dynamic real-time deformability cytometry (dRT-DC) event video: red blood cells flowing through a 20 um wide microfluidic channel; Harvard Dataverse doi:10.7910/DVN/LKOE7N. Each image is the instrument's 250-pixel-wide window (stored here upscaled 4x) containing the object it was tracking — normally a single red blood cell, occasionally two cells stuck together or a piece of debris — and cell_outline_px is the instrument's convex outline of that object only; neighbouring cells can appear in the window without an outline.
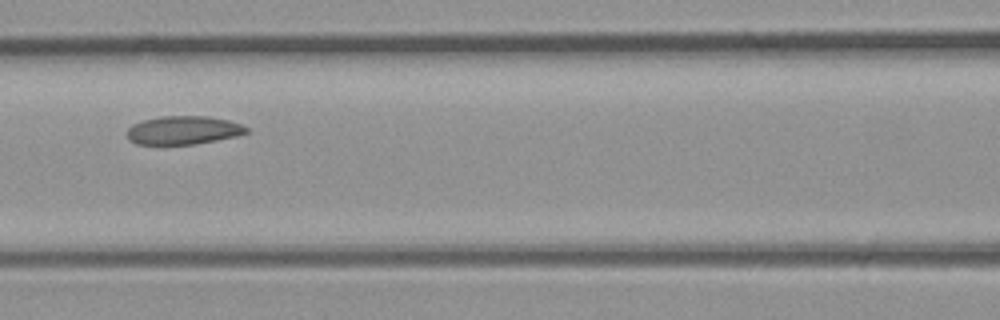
{"species": "common noctule bat (a hibernating species)", "species_latin": "Nyctalus noctula", "temperature_condition": "room temperature", "stored_images_in_passage": 8, "camera_frame_rate_fps": 3000, "um_per_image_px": 0.085, "animal": {"sex": "male", "body_mass_g": 23.1, "forearm_length_mm": 52.7}, "frame": {"image": 1, "passage_image": 7, "time_ms": 2.0, "image_size_px": [1000, 320], "cell_outline_px": [[248, 132], [236, 136], [216, 140], [192, 144], [136, 144], [128, 140], [128, 128], [132, 124], [144, 120], [160, 116], [208, 116], [228, 120], [240, 124], [248, 128]], "centroid_in_image_um": [15.57, 11.06], "position_along_channel_um": 151.0, "area_um2": 19.65}}